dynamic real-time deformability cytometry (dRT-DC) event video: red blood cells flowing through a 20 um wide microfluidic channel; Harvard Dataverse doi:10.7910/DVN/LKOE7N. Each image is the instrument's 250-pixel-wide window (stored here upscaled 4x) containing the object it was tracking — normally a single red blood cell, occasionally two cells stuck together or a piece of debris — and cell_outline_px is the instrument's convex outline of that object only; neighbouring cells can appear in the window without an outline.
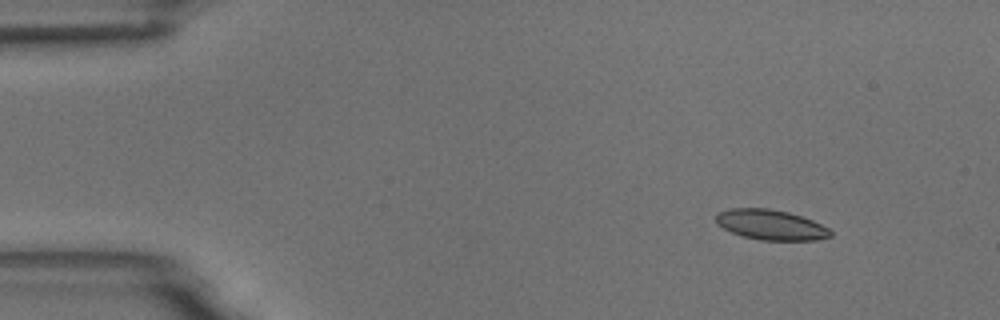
{"species": "common noctule bat (a hibernating species)", "species_latin": "Nyctalus noctula", "temperature_condition": "room temperature", "stored_images_in_passage": 5, "camera_frame_rate_fps": 3000, "um_per_image_px": 0.085, "animal": {"sex": "male", "body_mass_g": 18.8}, "frame": {"image": 1, "passage_image": 2, "time_ms": 1.333, "image_size_px": [1000, 320], "cell_outline_px": [[832, 236], [816, 240], [760, 240], [744, 236], [732, 232], [716, 224], [716, 216], [720, 212], [732, 208], [768, 208], [788, 212], [812, 220], [828, 228], [832, 232]], "centroid_in_image_um": [65.53, 19.11], "position_along_channel_um": 19.5, "area_um2": 19.94}}